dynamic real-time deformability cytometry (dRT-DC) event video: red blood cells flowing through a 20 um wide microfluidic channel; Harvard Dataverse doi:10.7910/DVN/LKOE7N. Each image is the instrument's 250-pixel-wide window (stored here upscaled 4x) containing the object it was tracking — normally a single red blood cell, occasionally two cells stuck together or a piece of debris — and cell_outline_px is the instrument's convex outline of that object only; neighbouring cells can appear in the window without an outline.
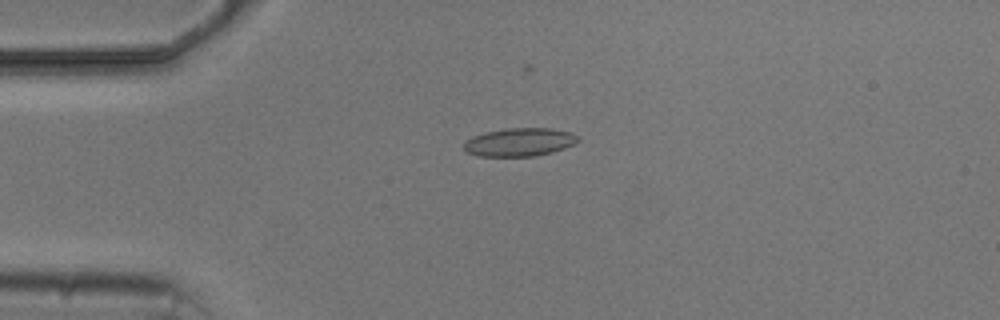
{"species": "common noctule bat (a hibernating species)", "species_latin": "Nyctalus noctula", "temperature_condition": "cold", "stored_images_in_passage": 5, "camera_frame_rate_fps": 3000, "um_per_image_px": 0.085, "animal": {"sex": "male", "body_mass_g": 20.5, "forearm_length_mm": 52.5}, "frame": {"image": 1, "passage_image": 4, "time_ms": 3.667, "image_size_px": [1000, 320], "cell_outline_px": [[580, 140], [564, 148], [552, 152], [536, 156], [476, 156], [468, 152], [464, 148], [464, 144], [472, 136], [484, 132], [504, 128], [548, 128], [568, 132], [580, 136]], "centroid_in_image_um": [44.15, 12.08], "position_along_channel_um": 40.8, "area_um2": 18.73}}